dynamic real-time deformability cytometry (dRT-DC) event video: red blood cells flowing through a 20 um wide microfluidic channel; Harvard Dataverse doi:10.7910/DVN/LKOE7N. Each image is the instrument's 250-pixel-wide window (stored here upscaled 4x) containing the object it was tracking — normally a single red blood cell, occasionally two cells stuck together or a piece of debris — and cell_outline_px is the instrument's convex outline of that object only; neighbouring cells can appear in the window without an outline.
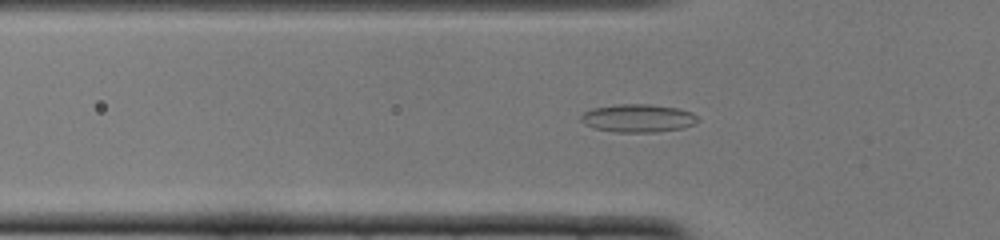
{"species": "common noctule bat (a hibernating species)", "species_latin": "Nyctalus noctula", "temperature_condition": "cold", "stored_images_in_passage": 42, "camera_frame_rate_fps": 3000, "um_per_image_px": 0.085, "animal": {"sex": "female", "body_mass_g": 22.0, "forearm_length_mm": 56.7}, "frame": {"image": 1, "passage_image": 14, "time_ms": 4.333, "image_size_px": [1000, 240], "cell_outline_px": [[700, 120], [696, 124], [684, 128], [656, 132], [616, 132], [592, 128], [584, 124], [580, 120], [580, 116], [584, 112], [592, 108], [620, 104], [648, 104], [676, 108], [692, 112]], "centroid_in_image_um": [54.23, 10.05], "position_along_channel_um": 71.6, "area_um2": 19.25}}
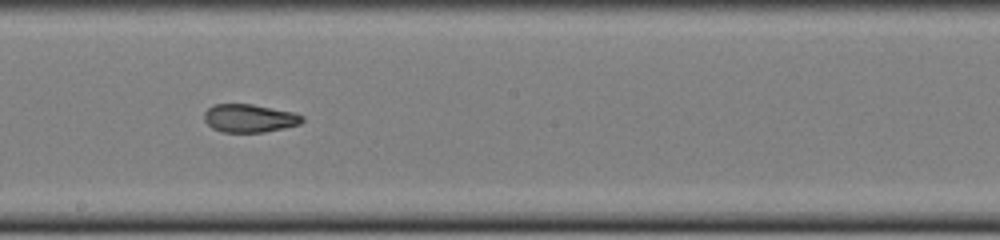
{"frame": {"image": 2, "passage_image": 26, "time_ms": 8.333, "image_size_px": [1000, 240], "cell_outline_px": [[304, 120], [300, 124], [284, 128], [264, 132], [220, 132], [212, 128], [204, 120], [204, 112], [212, 104], [252, 104], [292, 112], [304, 116]], "centroid_in_image_um": [21.18, 10.05], "position_along_channel_um": 227.0, "area_um2": 16.13}}
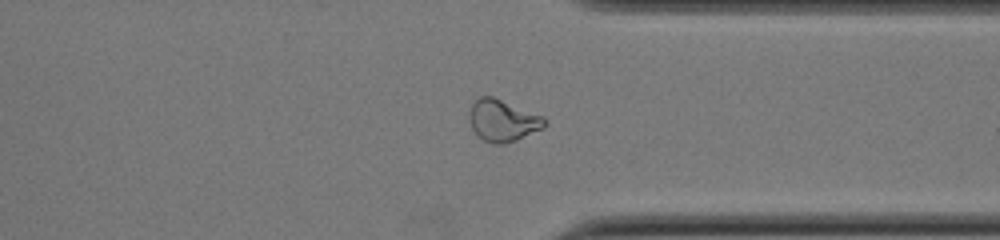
{"frame": {"image": 3, "passage_image": 37, "time_ms": 12.0, "image_size_px": [1000, 240], "cell_outline_px": [[548, 124], [544, 128], [516, 140], [504, 144], [492, 144], [484, 140], [472, 128], [468, 120], [468, 112], [472, 104], [480, 96], [492, 96], [544, 116], [548, 120]], "centroid_in_image_um": [42.76, 10.24], "position_along_channel_um": 368.6, "area_um2": 18.5}, "authors_computed_cell_mechanics": {"area_um2": 17.1666, "velocity_mm_per_s": 3.8891, "shape_relaxation_time_tau1_ms": null, "shape_relaxation_time_tau2_ms": 1.9223, "deformation_change_tau1": null, "deformation_change_tau2": 0.0847}}